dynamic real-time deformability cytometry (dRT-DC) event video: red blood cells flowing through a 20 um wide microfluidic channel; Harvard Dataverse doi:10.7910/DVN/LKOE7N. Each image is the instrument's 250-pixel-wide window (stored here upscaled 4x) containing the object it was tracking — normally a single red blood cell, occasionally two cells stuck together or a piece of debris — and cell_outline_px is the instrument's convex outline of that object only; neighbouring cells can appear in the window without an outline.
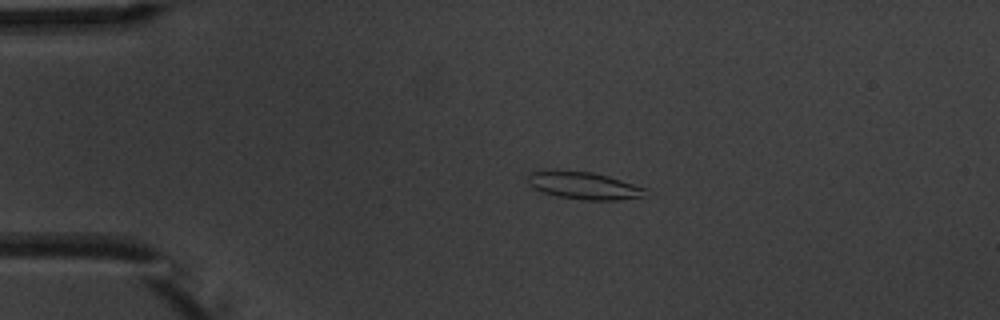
{"species": "common noctule bat (a hibernating species)", "species_latin": "Nyctalus noctula", "temperature_condition": "warm", "stored_images_in_passage": 4, "camera_frame_rate_fps": 3000, "um_per_image_px": 0.085, "animal": {"sex": "male", "body_mass_g": 20.1, "forearm_length_mm": 53.5}, "frame": {"image": 1, "passage_image": 3, "time_ms": 3.333, "image_size_px": [1000, 320], "cell_outline_px": [[648, 188], [644, 196], [620, 200], [584, 200], [556, 196], [540, 192], [532, 188], [528, 184], [528, 176], [532, 172], [592, 172], [608, 176]], "centroid_in_image_um": [49.68, 15.81], "position_along_channel_um": 35.3, "area_um2": 18.44}}